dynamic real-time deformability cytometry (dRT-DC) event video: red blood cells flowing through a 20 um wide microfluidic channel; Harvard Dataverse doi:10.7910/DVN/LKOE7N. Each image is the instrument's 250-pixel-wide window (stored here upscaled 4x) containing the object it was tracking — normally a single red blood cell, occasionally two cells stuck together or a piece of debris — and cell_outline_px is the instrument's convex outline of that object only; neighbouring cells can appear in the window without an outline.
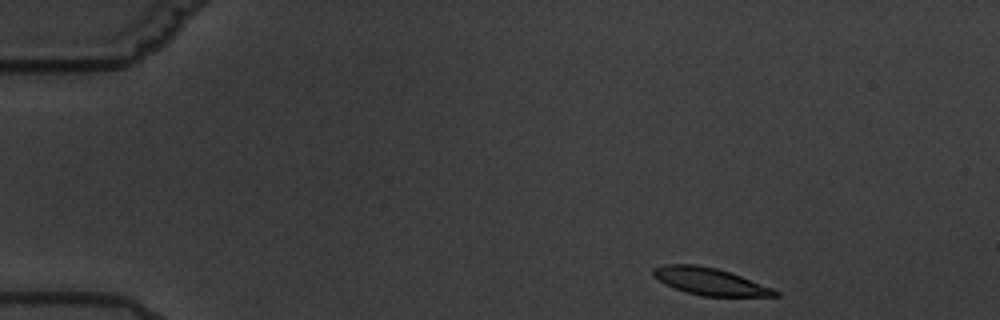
{"species": "common noctule bat (a hibernating species)", "species_latin": "Nyctalus noctula", "temperature_condition": "warm", "stored_images_in_passage": 5, "camera_frame_rate_fps": 3000, "um_per_image_px": 0.085, "animal": {"sex": "male", "body_mass_g": 19.5, "forearm_length_mm": 54.6}, "frame": {"image": 1, "passage_image": 1, "time_ms": 0.0, "image_size_px": [1000, 320], "cell_outline_px": [[780, 296], [700, 296], [684, 292], [664, 284], [652, 276], [652, 268], [664, 264], [696, 264], [716, 268], [740, 276], [772, 288], [780, 292]], "centroid_in_image_um": [60.27, 23.92], "position_along_channel_um": 24.7, "area_um2": 19.31}}
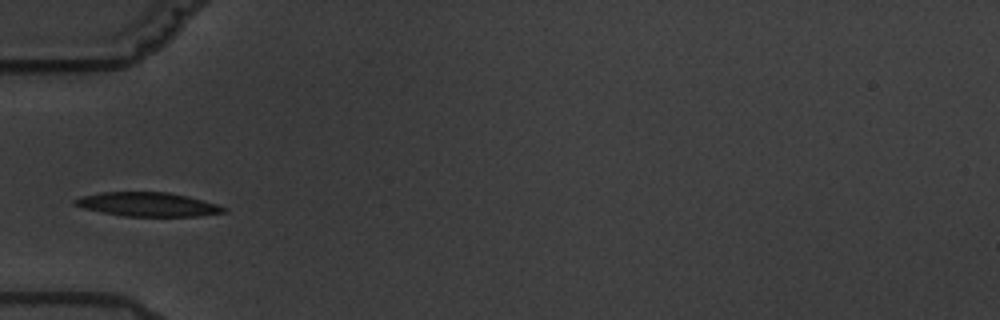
{"frame": {"image": 2, "passage_image": 4, "time_ms": 4.0, "image_size_px": [1000, 320], "cell_outline_px": [[228, 212], [200, 216], [124, 216], [84, 208], [72, 204], [72, 200], [84, 196], [100, 192], [168, 192], [188, 196], [216, 204], [228, 208]], "centroid_in_image_um": [12.6, 17.37], "position_along_channel_um": 72.4, "area_um2": 20.75}}